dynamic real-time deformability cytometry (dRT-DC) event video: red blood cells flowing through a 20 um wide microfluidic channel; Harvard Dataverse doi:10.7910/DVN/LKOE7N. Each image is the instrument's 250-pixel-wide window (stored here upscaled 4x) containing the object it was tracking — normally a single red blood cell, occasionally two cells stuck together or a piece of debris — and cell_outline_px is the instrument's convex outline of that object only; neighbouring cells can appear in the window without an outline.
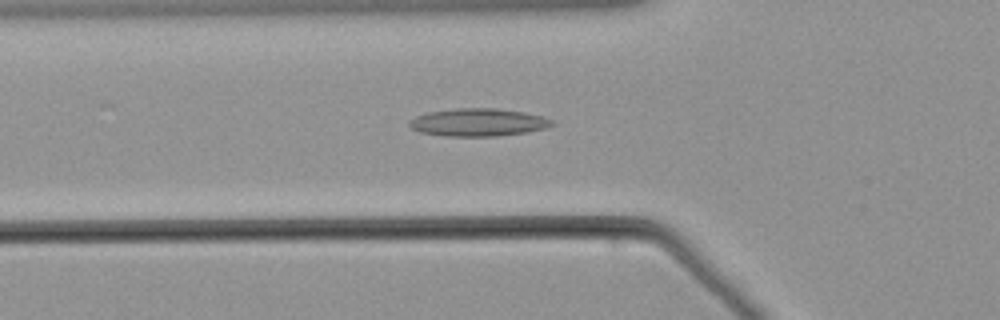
{"species": "common noctule bat (a hibernating species)", "species_latin": "Nyctalus noctula", "temperature_condition": "warm", "stored_images_in_passage": 42, "camera_frame_rate_fps": 3000, "um_per_image_px": 0.085, "animal": {"sex": "male", "body_mass_g": 21.5, "forearm_length_mm": 52.0}, "frame": {"image": 1, "passage_image": 9, "time_ms": 2.667, "image_size_px": [1000, 320], "cell_outline_px": [[556, 124], [544, 128], [528, 132], [496, 136], [444, 136], [420, 132], [412, 128], [408, 124], [408, 120], [416, 116], [428, 112], [456, 108], [496, 108], [524, 112], [540, 116], [552, 120]], "centroid_in_image_um": [40.62, 10.4], "position_along_channel_um": 85.2, "area_um2": 23.06}}
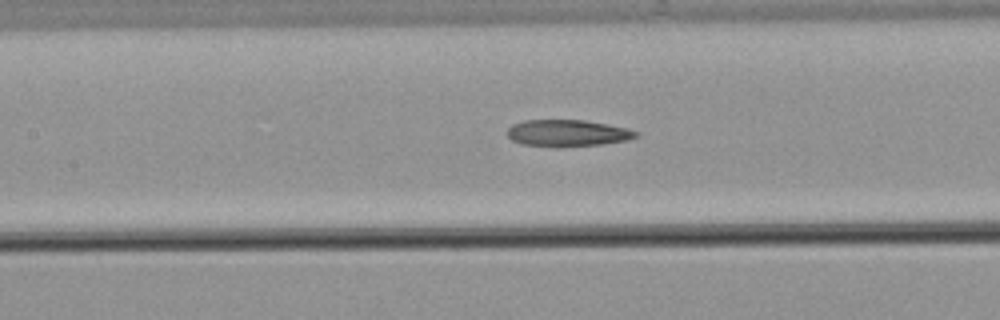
{"frame": {"image": 2, "passage_image": 15, "time_ms": 4.667, "image_size_px": [1000, 320], "cell_outline_px": [[640, 132], [636, 136], [628, 140], [600, 144], [560, 148], [520, 144], [512, 140], [508, 136], [508, 128], [512, 124], [524, 120], [584, 120], [628, 128]], "centroid_in_image_um": [48.22, 11.32], "position_along_channel_um": 159.2, "area_um2": 20.23}}
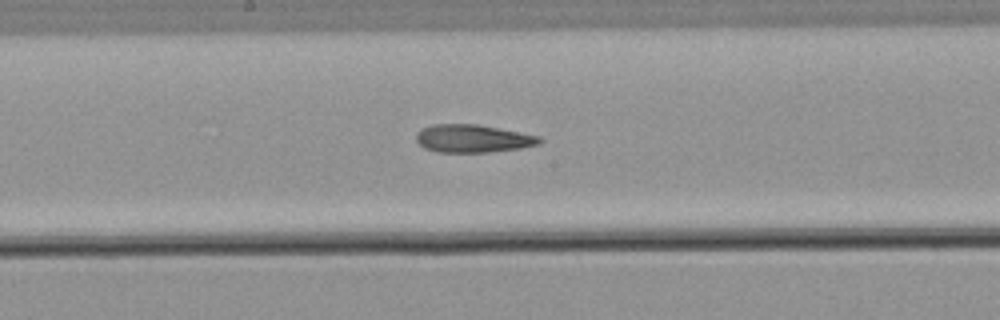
{"frame": {"image": 3, "passage_image": 19, "time_ms": 6.0, "image_size_px": [1000, 320], "cell_outline_px": [[544, 140], [540, 144], [520, 148], [488, 152], [436, 152], [424, 148], [416, 140], [416, 132], [432, 124], [476, 124], [540, 136]], "centroid_in_image_um": [40.19, 11.78], "position_along_channel_um": 208.0, "area_um2": 20.0}}